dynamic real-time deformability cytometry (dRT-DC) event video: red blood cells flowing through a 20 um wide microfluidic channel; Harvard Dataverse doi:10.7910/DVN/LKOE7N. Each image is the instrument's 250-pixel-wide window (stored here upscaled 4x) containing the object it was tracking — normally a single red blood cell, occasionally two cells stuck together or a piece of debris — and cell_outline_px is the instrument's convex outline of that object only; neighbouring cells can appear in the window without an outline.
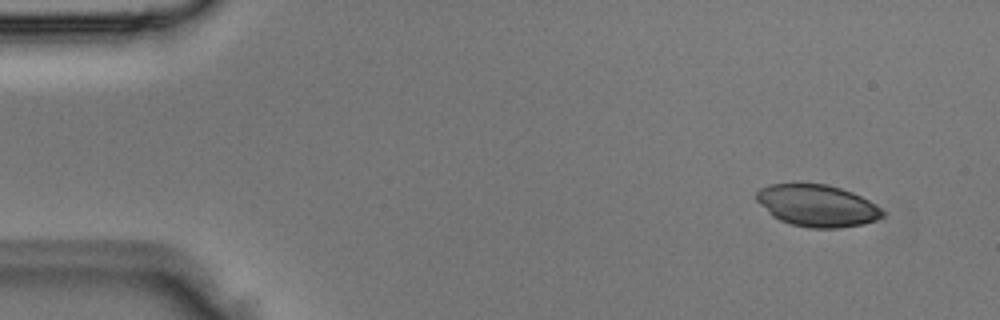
{"species": "Egyptian fruit bat (a non-hibernating species)", "species_latin": "Rousettus aegyptiacus", "temperature_condition": "room temperature", "stored_images_in_passage": 4, "camera_frame_rate_fps": 3000, "um_per_image_px": 0.085, "animal": {"sex": "male"}, "frame": {"image": 1, "passage_image": 2, "time_ms": 0.333, "image_size_px": [1000, 320], "cell_outline_px": [[884, 216], [876, 220], [864, 224], [836, 228], [812, 228], [792, 224], [780, 220], [772, 216], [756, 200], [756, 192], [760, 188], [768, 184], [828, 184], [852, 192], [868, 200], [880, 208], [884, 212]], "centroid_in_image_um": [69.45, 17.48], "position_along_channel_um": 15.6, "area_um2": 30.63}}